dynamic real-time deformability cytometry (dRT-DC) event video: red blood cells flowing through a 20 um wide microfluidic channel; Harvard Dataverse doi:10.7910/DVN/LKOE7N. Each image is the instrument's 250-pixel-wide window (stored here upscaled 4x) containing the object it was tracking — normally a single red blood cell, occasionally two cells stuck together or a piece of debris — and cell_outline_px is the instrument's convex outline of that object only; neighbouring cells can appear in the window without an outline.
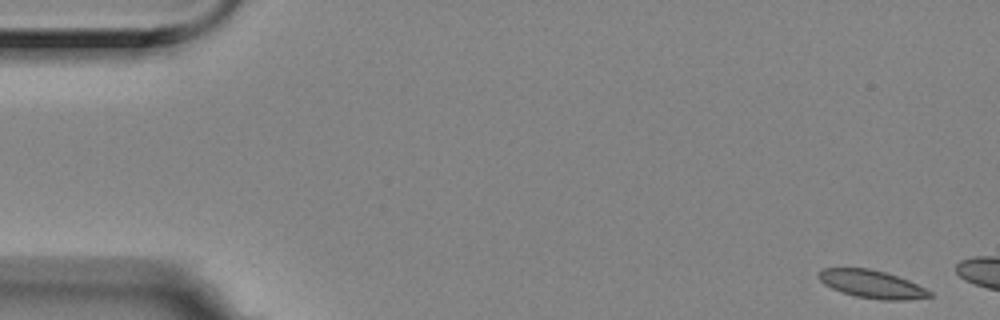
{"species": "Egyptian fruit bat (a non-hibernating species)", "species_latin": "Rousettus aegyptiacus", "temperature_condition": "room temperature", "stored_images_in_passage": 3, "camera_frame_rate_fps": 3000, "um_per_image_px": 0.085, "animal": {"sex": "female"}, "frame": {"image": 1, "passage_image": 1, "time_ms": 0.0, "image_size_px": [1000, 320], "cell_outline_px": [[932, 296], [908, 300], [880, 300], [856, 296], [840, 292], [824, 284], [816, 276], [824, 268], [868, 268], [884, 272], [908, 280], [932, 292]], "centroid_in_image_um": [74.09, 24.16], "position_along_channel_um": 10.9, "area_um2": 17.92}}